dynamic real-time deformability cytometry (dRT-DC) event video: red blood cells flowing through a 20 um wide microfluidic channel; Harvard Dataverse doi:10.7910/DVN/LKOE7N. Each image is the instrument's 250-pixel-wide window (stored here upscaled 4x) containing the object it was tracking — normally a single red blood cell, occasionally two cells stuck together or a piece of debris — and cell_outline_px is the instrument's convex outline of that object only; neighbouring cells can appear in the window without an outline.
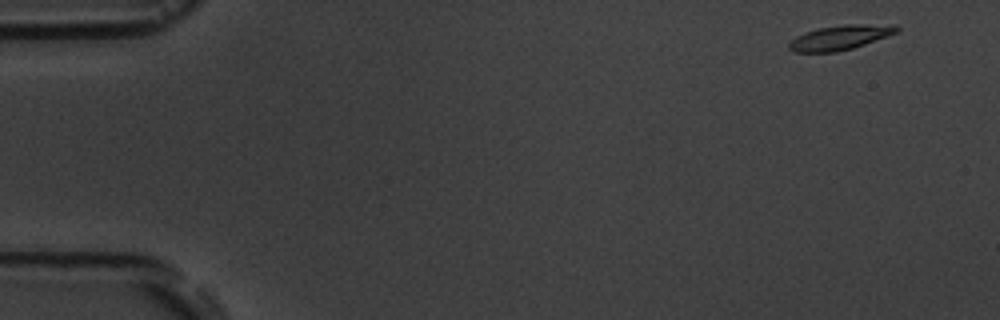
{"species": "common noctule bat (a hibernating species)", "species_latin": "Nyctalus noctula", "temperature_condition": "room temperature", "stored_images_in_passage": 4, "camera_frame_rate_fps": 3000, "um_per_image_px": 0.085, "animal": {"sex": "male", "body_mass_g": 19.5, "forearm_length_mm": 54.6}, "frame": {"image": 1, "passage_image": 1, "time_ms": 0.0, "image_size_px": [1000, 320], "cell_outline_px": [[900, 32], [852, 48], [836, 52], [796, 52], [788, 48], [788, 44], [796, 36], [804, 32], [820, 28], [844, 24], [896, 24], [900, 28]], "centroid_in_image_um": [71.46, 3.17], "position_along_channel_um": 13.5, "area_um2": 15.55}}